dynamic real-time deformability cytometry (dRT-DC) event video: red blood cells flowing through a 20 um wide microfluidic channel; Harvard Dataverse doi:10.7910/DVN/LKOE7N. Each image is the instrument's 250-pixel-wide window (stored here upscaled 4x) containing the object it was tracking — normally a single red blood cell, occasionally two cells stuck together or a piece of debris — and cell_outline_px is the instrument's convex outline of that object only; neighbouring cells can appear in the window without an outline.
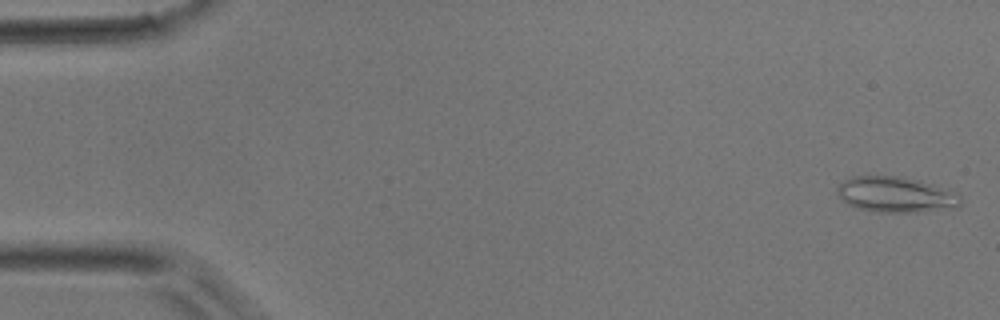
{"species": "common noctule bat (a hibernating species)", "species_latin": "Nyctalus noctula", "temperature_condition": "room temperature", "stored_images_in_passage": 47, "camera_frame_rate_fps": 3000, "um_per_image_px": 0.085, "animal": {"sex": "male", "body_mass_g": 17.9}, "frame": {"image": 1, "passage_image": 1, "time_ms": 0.0, "image_size_px": [1000, 320], "cell_outline_px": [[960, 204], [956, 208], [916, 212], [876, 212], [860, 208], [848, 204], [836, 192], [836, 188], [844, 180], [852, 176], [896, 176], [916, 180], [932, 184], [956, 192], [960, 196]], "centroid_in_image_um": [76.15, 16.54], "position_along_channel_um": 8.9, "area_um2": 25.37}}
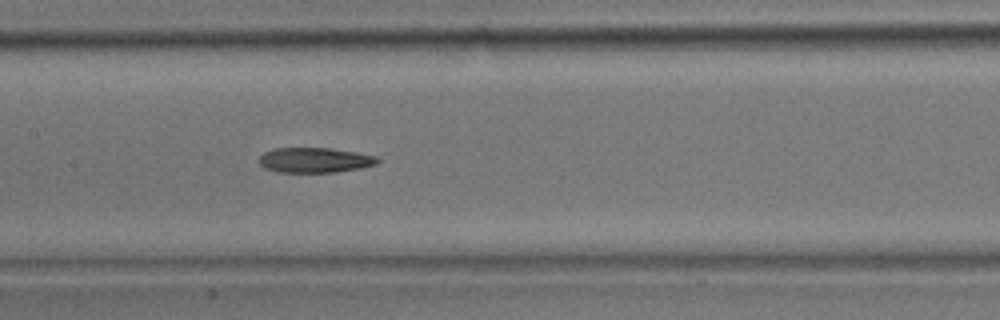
{"frame": {"image": 2, "passage_image": 22, "time_ms": 7.0, "image_size_px": [1000, 320], "cell_outline_px": [[380, 160], [376, 164], [360, 168], [336, 172], [280, 172], [264, 168], [260, 164], [260, 156], [264, 152], [276, 148], [328, 148], [356, 152], [376, 156]], "centroid_in_image_um": [26.76, 13.61], "position_along_channel_um": 180.6, "area_um2": 17.17}}
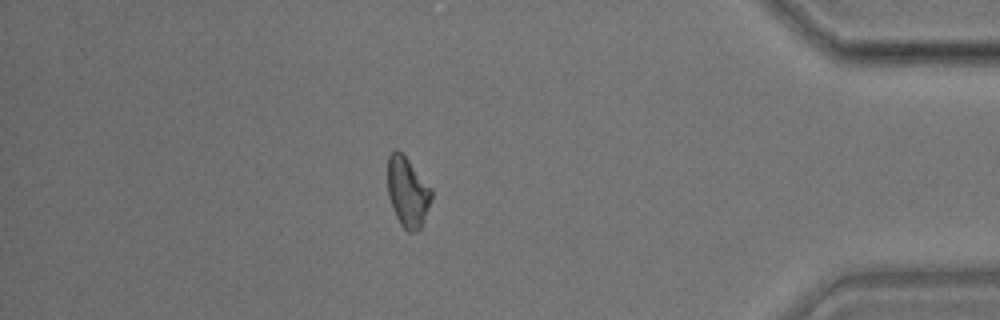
{"frame": {"image": 3, "passage_image": 40, "time_ms": 13.0, "image_size_px": [1000, 320], "cell_outline_px": [[432, 196], [428, 208], [420, 228], [416, 232], [408, 232], [400, 224], [392, 208], [388, 196], [388, 156], [396, 148], [408, 160], [432, 188]], "centroid_in_image_um": [34.64, 16.33], "position_along_channel_um": 400.6, "area_um2": 17.69}}